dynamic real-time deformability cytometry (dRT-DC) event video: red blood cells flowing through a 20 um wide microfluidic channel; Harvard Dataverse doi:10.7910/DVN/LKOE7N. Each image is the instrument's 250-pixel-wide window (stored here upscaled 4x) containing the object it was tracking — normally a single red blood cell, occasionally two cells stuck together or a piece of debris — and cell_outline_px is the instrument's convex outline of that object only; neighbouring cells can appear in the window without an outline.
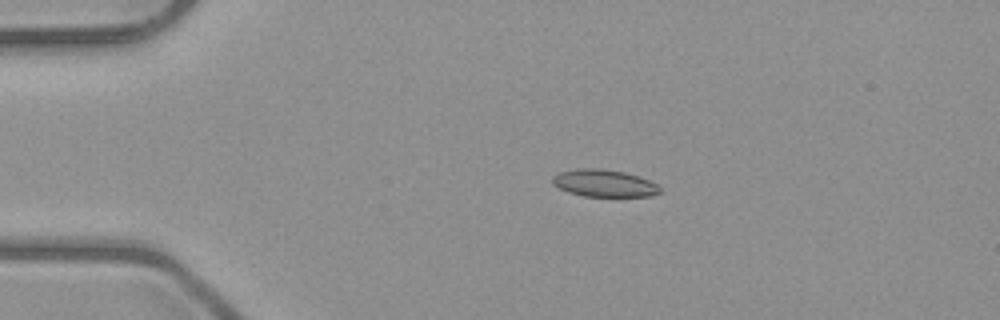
{"species": "common noctule bat (a hibernating species)", "species_latin": "Nyctalus noctula", "temperature_condition": "room temperature", "stored_images_in_passage": 5, "camera_frame_rate_fps": 3000, "um_per_image_px": 0.085, "animal": {"sex": "male", "body_mass_g": 23.1, "forearm_length_mm": 52.7}, "frame": {"image": 1, "passage_image": 2, "time_ms": 2.0, "image_size_px": [1000, 320], "cell_outline_px": [[660, 192], [652, 196], [584, 196], [568, 192], [552, 184], [552, 176], [556, 172], [576, 168], [600, 168], [624, 172], [648, 180], [656, 184], [660, 188]], "centroid_in_image_um": [51.28, 15.56], "position_along_channel_um": 33.7, "area_um2": 17.05}}
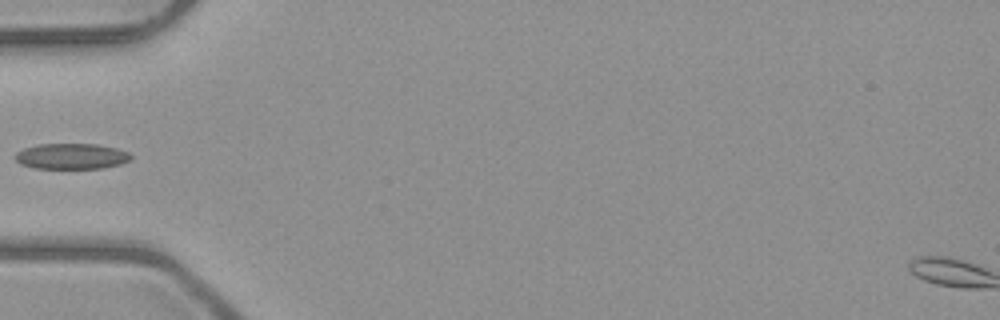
{"frame": {"image": 2, "passage_image": 4, "time_ms": 4.333, "image_size_px": [1000, 320], "cell_outline_px": [[132, 160], [120, 164], [104, 168], [36, 168], [20, 164], [16, 160], [16, 152], [24, 148], [36, 144], [96, 144], [116, 148], [128, 152], [132, 156]], "centroid_in_image_um": [6.09, 13.28], "position_along_channel_um": 78.9, "area_um2": 17.34}}
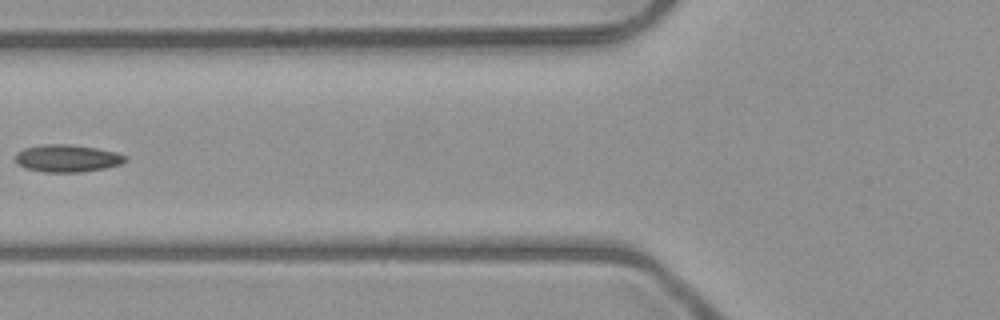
{"frame": {"image": 3, "passage_image": 5, "time_ms": 5.333, "image_size_px": [1000, 320], "cell_outline_px": [[128, 160], [124, 164], [104, 168], [80, 172], [44, 172], [24, 168], [16, 164], [16, 152], [24, 148], [40, 144], [68, 144], [96, 148], [116, 152], [128, 156]], "centroid_in_image_um": [5.72, 13.45], "position_along_channel_um": 120.1, "area_um2": 17.8}}